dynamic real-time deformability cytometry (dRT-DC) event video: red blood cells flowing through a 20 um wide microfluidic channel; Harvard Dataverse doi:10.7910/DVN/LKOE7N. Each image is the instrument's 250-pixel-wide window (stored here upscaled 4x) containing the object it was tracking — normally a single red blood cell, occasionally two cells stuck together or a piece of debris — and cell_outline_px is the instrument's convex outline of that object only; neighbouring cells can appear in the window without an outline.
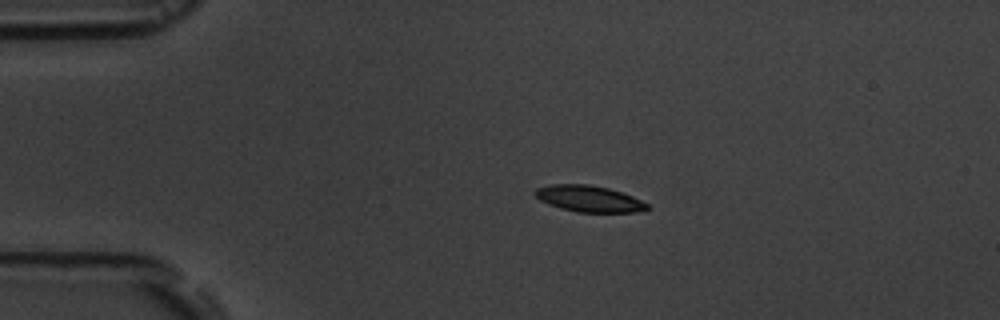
{"species": "common noctule bat (a hibernating species)", "species_latin": "Nyctalus noctula", "temperature_condition": "room temperature", "stored_images_in_passage": 3, "camera_frame_rate_fps": 3000, "um_per_image_px": 0.085, "animal": {"sex": "male", "body_mass_g": 19.5, "forearm_length_mm": 54.6}, "frame": {"image": 1, "passage_image": 1, "time_ms": 0.0, "image_size_px": [1000, 320], "cell_outline_px": [[652, 208], [636, 212], [576, 212], [560, 208], [548, 204], [540, 200], [532, 192], [536, 188], [552, 184], [588, 184], [608, 188], [632, 196], [648, 204]], "centroid_in_image_um": [50.04, 16.89], "position_along_channel_um": 35.0, "area_um2": 17.22}}
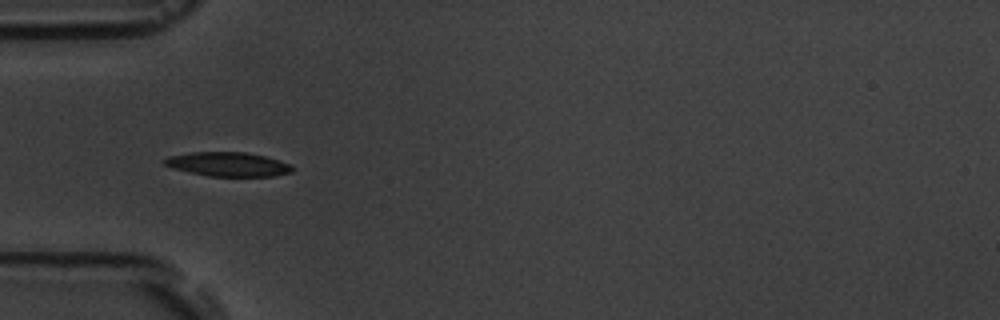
{"frame": {"image": 2, "passage_image": 3, "time_ms": 2.0, "image_size_px": [1000, 320], "cell_outline_px": [[292, 172], [272, 176], [208, 176], [172, 168], [164, 164], [164, 160], [168, 156], [192, 152], [248, 152], [264, 156], [292, 164]], "centroid_in_image_um": [19.39, 13.96], "position_along_channel_um": 65.6, "area_um2": 17.92}}